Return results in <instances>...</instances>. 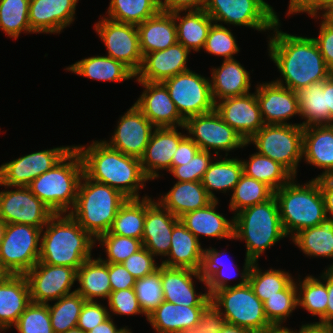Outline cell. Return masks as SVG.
Wrapping results in <instances>:
<instances>
[{
	"label": "cell",
	"mask_w": 333,
	"mask_h": 333,
	"mask_svg": "<svg viewBox=\"0 0 333 333\" xmlns=\"http://www.w3.org/2000/svg\"><path fill=\"white\" fill-rule=\"evenodd\" d=\"M67 71L93 80L122 82L135 78V74L122 62L110 56L84 58L68 67Z\"/></svg>",
	"instance_id": "cell-37"
},
{
	"label": "cell",
	"mask_w": 333,
	"mask_h": 333,
	"mask_svg": "<svg viewBox=\"0 0 333 333\" xmlns=\"http://www.w3.org/2000/svg\"><path fill=\"white\" fill-rule=\"evenodd\" d=\"M30 303L25 275L7 274L0 280V326L8 329L15 325Z\"/></svg>",
	"instance_id": "cell-28"
},
{
	"label": "cell",
	"mask_w": 333,
	"mask_h": 333,
	"mask_svg": "<svg viewBox=\"0 0 333 333\" xmlns=\"http://www.w3.org/2000/svg\"><path fill=\"white\" fill-rule=\"evenodd\" d=\"M292 242L310 257L333 259V220L325 218L317 226L298 232ZM333 269V263L328 267Z\"/></svg>",
	"instance_id": "cell-38"
},
{
	"label": "cell",
	"mask_w": 333,
	"mask_h": 333,
	"mask_svg": "<svg viewBox=\"0 0 333 333\" xmlns=\"http://www.w3.org/2000/svg\"><path fill=\"white\" fill-rule=\"evenodd\" d=\"M233 240H245L246 258L258 262L266 249L287 237L281 224L275 195L265 202L234 213Z\"/></svg>",
	"instance_id": "cell-5"
},
{
	"label": "cell",
	"mask_w": 333,
	"mask_h": 333,
	"mask_svg": "<svg viewBox=\"0 0 333 333\" xmlns=\"http://www.w3.org/2000/svg\"><path fill=\"white\" fill-rule=\"evenodd\" d=\"M108 273L112 291L134 288L136 278L129 273L122 263H108Z\"/></svg>",
	"instance_id": "cell-61"
},
{
	"label": "cell",
	"mask_w": 333,
	"mask_h": 333,
	"mask_svg": "<svg viewBox=\"0 0 333 333\" xmlns=\"http://www.w3.org/2000/svg\"><path fill=\"white\" fill-rule=\"evenodd\" d=\"M74 147L81 156L83 173L88 178L107 184L128 199L140 198L138 191L149 180L140 159L111 148L104 140L93 141L87 148L83 145Z\"/></svg>",
	"instance_id": "cell-2"
},
{
	"label": "cell",
	"mask_w": 333,
	"mask_h": 333,
	"mask_svg": "<svg viewBox=\"0 0 333 333\" xmlns=\"http://www.w3.org/2000/svg\"><path fill=\"white\" fill-rule=\"evenodd\" d=\"M174 216L180 218L185 213L206 207L213 199L201 182H176L171 190L157 200Z\"/></svg>",
	"instance_id": "cell-34"
},
{
	"label": "cell",
	"mask_w": 333,
	"mask_h": 333,
	"mask_svg": "<svg viewBox=\"0 0 333 333\" xmlns=\"http://www.w3.org/2000/svg\"><path fill=\"white\" fill-rule=\"evenodd\" d=\"M327 285L328 291V301L326 314L319 319V322H315L318 325H323L333 328V269H326L324 273L320 276Z\"/></svg>",
	"instance_id": "cell-64"
},
{
	"label": "cell",
	"mask_w": 333,
	"mask_h": 333,
	"mask_svg": "<svg viewBox=\"0 0 333 333\" xmlns=\"http://www.w3.org/2000/svg\"><path fill=\"white\" fill-rule=\"evenodd\" d=\"M97 302L85 301L81 309L77 327L86 333L112 316L107 307Z\"/></svg>",
	"instance_id": "cell-58"
},
{
	"label": "cell",
	"mask_w": 333,
	"mask_h": 333,
	"mask_svg": "<svg viewBox=\"0 0 333 333\" xmlns=\"http://www.w3.org/2000/svg\"><path fill=\"white\" fill-rule=\"evenodd\" d=\"M160 274L165 301L184 306H207L211 302L208 292L196 293L193 276L207 285L200 271L160 264Z\"/></svg>",
	"instance_id": "cell-21"
},
{
	"label": "cell",
	"mask_w": 333,
	"mask_h": 333,
	"mask_svg": "<svg viewBox=\"0 0 333 333\" xmlns=\"http://www.w3.org/2000/svg\"><path fill=\"white\" fill-rule=\"evenodd\" d=\"M225 324V320L218 308L209 303L200 313L198 323L179 333H217Z\"/></svg>",
	"instance_id": "cell-59"
},
{
	"label": "cell",
	"mask_w": 333,
	"mask_h": 333,
	"mask_svg": "<svg viewBox=\"0 0 333 333\" xmlns=\"http://www.w3.org/2000/svg\"><path fill=\"white\" fill-rule=\"evenodd\" d=\"M215 110L246 142L265 125L255 92L224 98Z\"/></svg>",
	"instance_id": "cell-19"
},
{
	"label": "cell",
	"mask_w": 333,
	"mask_h": 333,
	"mask_svg": "<svg viewBox=\"0 0 333 333\" xmlns=\"http://www.w3.org/2000/svg\"><path fill=\"white\" fill-rule=\"evenodd\" d=\"M76 281L79 288L75 291L86 301H96L97 297L108 299L112 291L109 282L108 263L103 258H89L77 270Z\"/></svg>",
	"instance_id": "cell-36"
},
{
	"label": "cell",
	"mask_w": 333,
	"mask_h": 333,
	"mask_svg": "<svg viewBox=\"0 0 333 333\" xmlns=\"http://www.w3.org/2000/svg\"><path fill=\"white\" fill-rule=\"evenodd\" d=\"M125 328L126 327L118 329L110 316L107 320L95 326L87 333H122Z\"/></svg>",
	"instance_id": "cell-69"
},
{
	"label": "cell",
	"mask_w": 333,
	"mask_h": 333,
	"mask_svg": "<svg viewBox=\"0 0 333 333\" xmlns=\"http://www.w3.org/2000/svg\"><path fill=\"white\" fill-rule=\"evenodd\" d=\"M200 150L198 145L187 135L180 143L173 154L172 166H180L181 163H186L191 160Z\"/></svg>",
	"instance_id": "cell-63"
},
{
	"label": "cell",
	"mask_w": 333,
	"mask_h": 333,
	"mask_svg": "<svg viewBox=\"0 0 333 333\" xmlns=\"http://www.w3.org/2000/svg\"><path fill=\"white\" fill-rule=\"evenodd\" d=\"M100 19L94 28L107 48V56L122 62L136 74L143 61L137 26L115 22L105 16Z\"/></svg>",
	"instance_id": "cell-14"
},
{
	"label": "cell",
	"mask_w": 333,
	"mask_h": 333,
	"mask_svg": "<svg viewBox=\"0 0 333 333\" xmlns=\"http://www.w3.org/2000/svg\"><path fill=\"white\" fill-rule=\"evenodd\" d=\"M303 128L327 124V100L323 91V81L301 87L296 91Z\"/></svg>",
	"instance_id": "cell-41"
},
{
	"label": "cell",
	"mask_w": 333,
	"mask_h": 333,
	"mask_svg": "<svg viewBox=\"0 0 333 333\" xmlns=\"http://www.w3.org/2000/svg\"><path fill=\"white\" fill-rule=\"evenodd\" d=\"M293 177L274 192L280 212L282 228L288 237L319 225L326 218L324 199L317 180L314 178L304 185L295 183Z\"/></svg>",
	"instance_id": "cell-7"
},
{
	"label": "cell",
	"mask_w": 333,
	"mask_h": 333,
	"mask_svg": "<svg viewBox=\"0 0 333 333\" xmlns=\"http://www.w3.org/2000/svg\"><path fill=\"white\" fill-rule=\"evenodd\" d=\"M180 221L159 202L146 197L143 246L154 256H167L174 226Z\"/></svg>",
	"instance_id": "cell-22"
},
{
	"label": "cell",
	"mask_w": 333,
	"mask_h": 333,
	"mask_svg": "<svg viewBox=\"0 0 333 333\" xmlns=\"http://www.w3.org/2000/svg\"><path fill=\"white\" fill-rule=\"evenodd\" d=\"M30 0H0V29L13 39L34 33L29 25ZM26 31V32H25Z\"/></svg>",
	"instance_id": "cell-48"
},
{
	"label": "cell",
	"mask_w": 333,
	"mask_h": 333,
	"mask_svg": "<svg viewBox=\"0 0 333 333\" xmlns=\"http://www.w3.org/2000/svg\"><path fill=\"white\" fill-rule=\"evenodd\" d=\"M252 263L245 257L240 282L215 291L211 295V303L218 308L225 323L245 328L251 333H265L275 327L265 315L263 302L247 282Z\"/></svg>",
	"instance_id": "cell-6"
},
{
	"label": "cell",
	"mask_w": 333,
	"mask_h": 333,
	"mask_svg": "<svg viewBox=\"0 0 333 333\" xmlns=\"http://www.w3.org/2000/svg\"><path fill=\"white\" fill-rule=\"evenodd\" d=\"M146 197L144 196L142 199H127L118 210L109 233L142 240Z\"/></svg>",
	"instance_id": "cell-42"
},
{
	"label": "cell",
	"mask_w": 333,
	"mask_h": 333,
	"mask_svg": "<svg viewBox=\"0 0 333 333\" xmlns=\"http://www.w3.org/2000/svg\"><path fill=\"white\" fill-rule=\"evenodd\" d=\"M134 290L139 304L146 315L156 309L164 301L160 265L154 273L136 279Z\"/></svg>",
	"instance_id": "cell-52"
},
{
	"label": "cell",
	"mask_w": 333,
	"mask_h": 333,
	"mask_svg": "<svg viewBox=\"0 0 333 333\" xmlns=\"http://www.w3.org/2000/svg\"><path fill=\"white\" fill-rule=\"evenodd\" d=\"M203 254L199 240L179 221L173 228L168 259L163 260L161 265L201 271Z\"/></svg>",
	"instance_id": "cell-30"
},
{
	"label": "cell",
	"mask_w": 333,
	"mask_h": 333,
	"mask_svg": "<svg viewBox=\"0 0 333 333\" xmlns=\"http://www.w3.org/2000/svg\"><path fill=\"white\" fill-rule=\"evenodd\" d=\"M322 281V282H321ZM298 306H301L313 316L321 319L326 314L328 291L323 280L312 275L306 276L303 281L296 284Z\"/></svg>",
	"instance_id": "cell-49"
},
{
	"label": "cell",
	"mask_w": 333,
	"mask_h": 333,
	"mask_svg": "<svg viewBox=\"0 0 333 333\" xmlns=\"http://www.w3.org/2000/svg\"><path fill=\"white\" fill-rule=\"evenodd\" d=\"M211 158L213 159L211 152L199 150L191 160L181 163L180 166H172L169 172L178 182H201L213 161Z\"/></svg>",
	"instance_id": "cell-55"
},
{
	"label": "cell",
	"mask_w": 333,
	"mask_h": 333,
	"mask_svg": "<svg viewBox=\"0 0 333 333\" xmlns=\"http://www.w3.org/2000/svg\"><path fill=\"white\" fill-rule=\"evenodd\" d=\"M185 130L200 150H216V156L220 150L226 151L225 156H228L227 152L248 146L242 136L226 124L215 109L189 117L185 121Z\"/></svg>",
	"instance_id": "cell-13"
},
{
	"label": "cell",
	"mask_w": 333,
	"mask_h": 333,
	"mask_svg": "<svg viewBox=\"0 0 333 333\" xmlns=\"http://www.w3.org/2000/svg\"><path fill=\"white\" fill-rule=\"evenodd\" d=\"M246 143H254L258 154L280 163L296 178L303 158V127L298 123L265 124Z\"/></svg>",
	"instance_id": "cell-9"
},
{
	"label": "cell",
	"mask_w": 333,
	"mask_h": 333,
	"mask_svg": "<svg viewBox=\"0 0 333 333\" xmlns=\"http://www.w3.org/2000/svg\"><path fill=\"white\" fill-rule=\"evenodd\" d=\"M292 275L283 270L269 269L264 272L253 262L248 274V283L254 294L262 301L278 295L279 291L285 290L292 282Z\"/></svg>",
	"instance_id": "cell-44"
},
{
	"label": "cell",
	"mask_w": 333,
	"mask_h": 333,
	"mask_svg": "<svg viewBox=\"0 0 333 333\" xmlns=\"http://www.w3.org/2000/svg\"><path fill=\"white\" fill-rule=\"evenodd\" d=\"M31 302L48 304L71 294L77 278V270L72 267L49 265L37 262L26 274Z\"/></svg>",
	"instance_id": "cell-16"
},
{
	"label": "cell",
	"mask_w": 333,
	"mask_h": 333,
	"mask_svg": "<svg viewBox=\"0 0 333 333\" xmlns=\"http://www.w3.org/2000/svg\"><path fill=\"white\" fill-rule=\"evenodd\" d=\"M324 199L326 218L333 220V176L315 178Z\"/></svg>",
	"instance_id": "cell-66"
},
{
	"label": "cell",
	"mask_w": 333,
	"mask_h": 333,
	"mask_svg": "<svg viewBox=\"0 0 333 333\" xmlns=\"http://www.w3.org/2000/svg\"><path fill=\"white\" fill-rule=\"evenodd\" d=\"M204 10L216 24L224 22L258 31L272 30L280 21L264 0H207Z\"/></svg>",
	"instance_id": "cell-11"
},
{
	"label": "cell",
	"mask_w": 333,
	"mask_h": 333,
	"mask_svg": "<svg viewBox=\"0 0 333 333\" xmlns=\"http://www.w3.org/2000/svg\"><path fill=\"white\" fill-rule=\"evenodd\" d=\"M96 241H99L102 247L105 246L107 258L103 261L106 263H122L143 247L142 240L110 234L109 232L101 234Z\"/></svg>",
	"instance_id": "cell-51"
},
{
	"label": "cell",
	"mask_w": 333,
	"mask_h": 333,
	"mask_svg": "<svg viewBox=\"0 0 333 333\" xmlns=\"http://www.w3.org/2000/svg\"><path fill=\"white\" fill-rule=\"evenodd\" d=\"M137 82L145 89L134 104L156 128L181 127L185 129V120L177 111L163 82Z\"/></svg>",
	"instance_id": "cell-20"
},
{
	"label": "cell",
	"mask_w": 333,
	"mask_h": 333,
	"mask_svg": "<svg viewBox=\"0 0 333 333\" xmlns=\"http://www.w3.org/2000/svg\"><path fill=\"white\" fill-rule=\"evenodd\" d=\"M42 229L26 224H7L0 242V265L11 275H25L38 261Z\"/></svg>",
	"instance_id": "cell-10"
},
{
	"label": "cell",
	"mask_w": 333,
	"mask_h": 333,
	"mask_svg": "<svg viewBox=\"0 0 333 333\" xmlns=\"http://www.w3.org/2000/svg\"><path fill=\"white\" fill-rule=\"evenodd\" d=\"M127 199L118 190L83 173L75 205L69 214L96 240L101 234L109 232L118 210Z\"/></svg>",
	"instance_id": "cell-4"
},
{
	"label": "cell",
	"mask_w": 333,
	"mask_h": 333,
	"mask_svg": "<svg viewBox=\"0 0 333 333\" xmlns=\"http://www.w3.org/2000/svg\"><path fill=\"white\" fill-rule=\"evenodd\" d=\"M235 36L224 25L214 23L208 33L204 48L208 54L224 57V60L234 59L233 55L240 50Z\"/></svg>",
	"instance_id": "cell-54"
},
{
	"label": "cell",
	"mask_w": 333,
	"mask_h": 333,
	"mask_svg": "<svg viewBox=\"0 0 333 333\" xmlns=\"http://www.w3.org/2000/svg\"><path fill=\"white\" fill-rule=\"evenodd\" d=\"M218 199L213 200L206 207L182 215V224L199 240V235L219 239L233 240L234 220L226 219L216 211Z\"/></svg>",
	"instance_id": "cell-31"
},
{
	"label": "cell",
	"mask_w": 333,
	"mask_h": 333,
	"mask_svg": "<svg viewBox=\"0 0 333 333\" xmlns=\"http://www.w3.org/2000/svg\"><path fill=\"white\" fill-rule=\"evenodd\" d=\"M265 333H284V332L282 331L281 328H275V329H273L269 332H265Z\"/></svg>",
	"instance_id": "cell-74"
},
{
	"label": "cell",
	"mask_w": 333,
	"mask_h": 333,
	"mask_svg": "<svg viewBox=\"0 0 333 333\" xmlns=\"http://www.w3.org/2000/svg\"><path fill=\"white\" fill-rule=\"evenodd\" d=\"M327 333H333V328H331Z\"/></svg>",
	"instance_id": "cell-78"
},
{
	"label": "cell",
	"mask_w": 333,
	"mask_h": 333,
	"mask_svg": "<svg viewBox=\"0 0 333 333\" xmlns=\"http://www.w3.org/2000/svg\"><path fill=\"white\" fill-rule=\"evenodd\" d=\"M53 211L39 200L29 187L0 191V218L6 224H26L43 229Z\"/></svg>",
	"instance_id": "cell-17"
},
{
	"label": "cell",
	"mask_w": 333,
	"mask_h": 333,
	"mask_svg": "<svg viewBox=\"0 0 333 333\" xmlns=\"http://www.w3.org/2000/svg\"><path fill=\"white\" fill-rule=\"evenodd\" d=\"M327 4L328 0H290L287 15L305 12L313 18H317L319 11H323Z\"/></svg>",
	"instance_id": "cell-62"
},
{
	"label": "cell",
	"mask_w": 333,
	"mask_h": 333,
	"mask_svg": "<svg viewBox=\"0 0 333 333\" xmlns=\"http://www.w3.org/2000/svg\"><path fill=\"white\" fill-rule=\"evenodd\" d=\"M296 283L293 281L285 290L279 291L278 295L263 302L265 315L275 328H281L282 323L298 306Z\"/></svg>",
	"instance_id": "cell-50"
},
{
	"label": "cell",
	"mask_w": 333,
	"mask_h": 333,
	"mask_svg": "<svg viewBox=\"0 0 333 333\" xmlns=\"http://www.w3.org/2000/svg\"><path fill=\"white\" fill-rule=\"evenodd\" d=\"M0 331H5L6 330V328L5 327H3V326H0ZM1 333V332H0Z\"/></svg>",
	"instance_id": "cell-77"
},
{
	"label": "cell",
	"mask_w": 333,
	"mask_h": 333,
	"mask_svg": "<svg viewBox=\"0 0 333 333\" xmlns=\"http://www.w3.org/2000/svg\"><path fill=\"white\" fill-rule=\"evenodd\" d=\"M142 56L176 44L177 29L172 13L160 11L137 25Z\"/></svg>",
	"instance_id": "cell-32"
},
{
	"label": "cell",
	"mask_w": 333,
	"mask_h": 333,
	"mask_svg": "<svg viewBox=\"0 0 333 333\" xmlns=\"http://www.w3.org/2000/svg\"><path fill=\"white\" fill-rule=\"evenodd\" d=\"M224 158L216 162L212 161L201 180L202 186L213 200H217L213 190L223 191L222 193L233 190L243 174L241 160L230 159L227 156Z\"/></svg>",
	"instance_id": "cell-39"
},
{
	"label": "cell",
	"mask_w": 333,
	"mask_h": 333,
	"mask_svg": "<svg viewBox=\"0 0 333 333\" xmlns=\"http://www.w3.org/2000/svg\"><path fill=\"white\" fill-rule=\"evenodd\" d=\"M232 192L229 207L236 213L246 207L265 202L274 195V191L265 183L248 177L244 173Z\"/></svg>",
	"instance_id": "cell-47"
},
{
	"label": "cell",
	"mask_w": 333,
	"mask_h": 333,
	"mask_svg": "<svg viewBox=\"0 0 333 333\" xmlns=\"http://www.w3.org/2000/svg\"><path fill=\"white\" fill-rule=\"evenodd\" d=\"M83 163L75 147L53 168L34 179L31 192L54 214L69 213L75 205Z\"/></svg>",
	"instance_id": "cell-8"
},
{
	"label": "cell",
	"mask_w": 333,
	"mask_h": 333,
	"mask_svg": "<svg viewBox=\"0 0 333 333\" xmlns=\"http://www.w3.org/2000/svg\"><path fill=\"white\" fill-rule=\"evenodd\" d=\"M79 0H30L29 25L34 33H59L75 19Z\"/></svg>",
	"instance_id": "cell-26"
},
{
	"label": "cell",
	"mask_w": 333,
	"mask_h": 333,
	"mask_svg": "<svg viewBox=\"0 0 333 333\" xmlns=\"http://www.w3.org/2000/svg\"><path fill=\"white\" fill-rule=\"evenodd\" d=\"M256 98L265 124H290L286 120L300 116L297 93L271 81L256 87Z\"/></svg>",
	"instance_id": "cell-23"
},
{
	"label": "cell",
	"mask_w": 333,
	"mask_h": 333,
	"mask_svg": "<svg viewBox=\"0 0 333 333\" xmlns=\"http://www.w3.org/2000/svg\"><path fill=\"white\" fill-rule=\"evenodd\" d=\"M74 146H62L27 154L0 166V186L4 188L30 183L59 163Z\"/></svg>",
	"instance_id": "cell-15"
},
{
	"label": "cell",
	"mask_w": 333,
	"mask_h": 333,
	"mask_svg": "<svg viewBox=\"0 0 333 333\" xmlns=\"http://www.w3.org/2000/svg\"><path fill=\"white\" fill-rule=\"evenodd\" d=\"M6 275H7V273L2 269V267L0 265V280H2Z\"/></svg>",
	"instance_id": "cell-75"
},
{
	"label": "cell",
	"mask_w": 333,
	"mask_h": 333,
	"mask_svg": "<svg viewBox=\"0 0 333 333\" xmlns=\"http://www.w3.org/2000/svg\"><path fill=\"white\" fill-rule=\"evenodd\" d=\"M191 52L181 43L167 49L145 54L136 81L163 82L167 78L190 70L187 67L188 55Z\"/></svg>",
	"instance_id": "cell-24"
},
{
	"label": "cell",
	"mask_w": 333,
	"mask_h": 333,
	"mask_svg": "<svg viewBox=\"0 0 333 333\" xmlns=\"http://www.w3.org/2000/svg\"><path fill=\"white\" fill-rule=\"evenodd\" d=\"M186 134L176 127L155 128L141 160V167L149 180L159 177L158 170L170 171L173 154Z\"/></svg>",
	"instance_id": "cell-25"
},
{
	"label": "cell",
	"mask_w": 333,
	"mask_h": 333,
	"mask_svg": "<svg viewBox=\"0 0 333 333\" xmlns=\"http://www.w3.org/2000/svg\"><path fill=\"white\" fill-rule=\"evenodd\" d=\"M154 257L155 256L143 246L139 251L130 255L122 264L133 277L140 279L158 270L159 265L155 263Z\"/></svg>",
	"instance_id": "cell-57"
},
{
	"label": "cell",
	"mask_w": 333,
	"mask_h": 333,
	"mask_svg": "<svg viewBox=\"0 0 333 333\" xmlns=\"http://www.w3.org/2000/svg\"><path fill=\"white\" fill-rule=\"evenodd\" d=\"M279 26L277 22L272 29L268 53L284 80L273 82L296 92L301 87L327 80L333 73L313 37L291 35L279 30Z\"/></svg>",
	"instance_id": "cell-1"
},
{
	"label": "cell",
	"mask_w": 333,
	"mask_h": 333,
	"mask_svg": "<svg viewBox=\"0 0 333 333\" xmlns=\"http://www.w3.org/2000/svg\"><path fill=\"white\" fill-rule=\"evenodd\" d=\"M317 43L328 69L333 73V26L322 19Z\"/></svg>",
	"instance_id": "cell-60"
},
{
	"label": "cell",
	"mask_w": 333,
	"mask_h": 333,
	"mask_svg": "<svg viewBox=\"0 0 333 333\" xmlns=\"http://www.w3.org/2000/svg\"><path fill=\"white\" fill-rule=\"evenodd\" d=\"M322 19L333 26V0H330L323 10Z\"/></svg>",
	"instance_id": "cell-71"
},
{
	"label": "cell",
	"mask_w": 333,
	"mask_h": 333,
	"mask_svg": "<svg viewBox=\"0 0 333 333\" xmlns=\"http://www.w3.org/2000/svg\"><path fill=\"white\" fill-rule=\"evenodd\" d=\"M43 229L39 262L78 270L91 258L96 240L69 213L54 214Z\"/></svg>",
	"instance_id": "cell-3"
},
{
	"label": "cell",
	"mask_w": 333,
	"mask_h": 333,
	"mask_svg": "<svg viewBox=\"0 0 333 333\" xmlns=\"http://www.w3.org/2000/svg\"><path fill=\"white\" fill-rule=\"evenodd\" d=\"M211 95L214 103L227 98L250 93V72L234 59L223 60L218 68L211 71Z\"/></svg>",
	"instance_id": "cell-29"
},
{
	"label": "cell",
	"mask_w": 333,
	"mask_h": 333,
	"mask_svg": "<svg viewBox=\"0 0 333 333\" xmlns=\"http://www.w3.org/2000/svg\"><path fill=\"white\" fill-rule=\"evenodd\" d=\"M85 299L76 291L58 299L54 305L48 303L51 326L54 333H63L77 327Z\"/></svg>",
	"instance_id": "cell-46"
},
{
	"label": "cell",
	"mask_w": 333,
	"mask_h": 333,
	"mask_svg": "<svg viewBox=\"0 0 333 333\" xmlns=\"http://www.w3.org/2000/svg\"><path fill=\"white\" fill-rule=\"evenodd\" d=\"M110 312L114 315H137L144 314L134 288L111 291L107 300Z\"/></svg>",
	"instance_id": "cell-56"
},
{
	"label": "cell",
	"mask_w": 333,
	"mask_h": 333,
	"mask_svg": "<svg viewBox=\"0 0 333 333\" xmlns=\"http://www.w3.org/2000/svg\"><path fill=\"white\" fill-rule=\"evenodd\" d=\"M206 306H184L163 301L147 315V321L157 333H179L195 326Z\"/></svg>",
	"instance_id": "cell-33"
},
{
	"label": "cell",
	"mask_w": 333,
	"mask_h": 333,
	"mask_svg": "<svg viewBox=\"0 0 333 333\" xmlns=\"http://www.w3.org/2000/svg\"><path fill=\"white\" fill-rule=\"evenodd\" d=\"M180 116L205 114L215 109L211 95L210 79L188 70L163 81Z\"/></svg>",
	"instance_id": "cell-12"
},
{
	"label": "cell",
	"mask_w": 333,
	"mask_h": 333,
	"mask_svg": "<svg viewBox=\"0 0 333 333\" xmlns=\"http://www.w3.org/2000/svg\"><path fill=\"white\" fill-rule=\"evenodd\" d=\"M122 333H132V332H131V330L128 329L127 326H126L125 330H124Z\"/></svg>",
	"instance_id": "cell-76"
},
{
	"label": "cell",
	"mask_w": 333,
	"mask_h": 333,
	"mask_svg": "<svg viewBox=\"0 0 333 333\" xmlns=\"http://www.w3.org/2000/svg\"><path fill=\"white\" fill-rule=\"evenodd\" d=\"M241 162L246 176L265 183L274 192L294 177L280 163L257 152L250 155L249 160H241Z\"/></svg>",
	"instance_id": "cell-40"
},
{
	"label": "cell",
	"mask_w": 333,
	"mask_h": 333,
	"mask_svg": "<svg viewBox=\"0 0 333 333\" xmlns=\"http://www.w3.org/2000/svg\"><path fill=\"white\" fill-rule=\"evenodd\" d=\"M6 225L7 224L0 218V242L4 236V231H5Z\"/></svg>",
	"instance_id": "cell-72"
},
{
	"label": "cell",
	"mask_w": 333,
	"mask_h": 333,
	"mask_svg": "<svg viewBox=\"0 0 333 333\" xmlns=\"http://www.w3.org/2000/svg\"><path fill=\"white\" fill-rule=\"evenodd\" d=\"M217 333H251L249 330L225 323Z\"/></svg>",
	"instance_id": "cell-70"
},
{
	"label": "cell",
	"mask_w": 333,
	"mask_h": 333,
	"mask_svg": "<svg viewBox=\"0 0 333 333\" xmlns=\"http://www.w3.org/2000/svg\"><path fill=\"white\" fill-rule=\"evenodd\" d=\"M156 127L135 105L128 109L118 121L110 141L104 140L111 148L121 153L141 159Z\"/></svg>",
	"instance_id": "cell-18"
},
{
	"label": "cell",
	"mask_w": 333,
	"mask_h": 333,
	"mask_svg": "<svg viewBox=\"0 0 333 333\" xmlns=\"http://www.w3.org/2000/svg\"><path fill=\"white\" fill-rule=\"evenodd\" d=\"M173 12L177 29V41L190 52L204 48L211 26L215 23L204 9Z\"/></svg>",
	"instance_id": "cell-35"
},
{
	"label": "cell",
	"mask_w": 333,
	"mask_h": 333,
	"mask_svg": "<svg viewBox=\"0 0 333 333\" xmlns=\"http://www.w3.org/2000/svg\"><path fill=\"white\" fill-rule=\"evenodd\" d=\"M303 158L308 164L323 168L317 177L333 176V124L303 128Z\"/></svg>",
	"instance_id": "cell-27"
},
{
	"label": "cell",
	"mask_w": 333,
	"mask_h": 333,
	"mask_svg": "<svg viewBox=\"0 0 333 333\" xmlns=\"http://www.w3.org/2000/svg\"><path fill=\"white\" fill-rule=\"evenodd\" d=\"M161 11V0H110L106 18L139 25Z\"/></svg>",
	"instance_id": "cell-43"
},
{
	"label": "cell",
	"mask_w": 333,
	"mask_h": 333,
	"mask_svg": "<svg viewBox=\"0 0 333 333\" xmlns=\"http://www.w3.org/2000/svg\"><path fill=\"white\" fill-rule=\"evenodd\" d=\"M63 333H86V332H84L83 330H81L78 327H75V328L69 329V330H67L66 332H63Z\"/></svg>",
	"instance_id": "cell-73"
},
{
	"label": "cell",
	"mask_w": 333,
	"mask_h": 333,
	"mask_svg": "<svg viewBox=\"0 0 333 333\" xmlns=\"http://www.w3.org/2000/svg\"><path fill=\"white\" fill-rule=\"evenodd\" d=\"M281 329L284 333H327L331 327L318 325L313 322L302 325L298 332L296 330L293 331L286 326H282Z\"/></svg>",
	"instance_id": "cell-68"
},
{
	"label": "cell",
	"mask_w": 333,
	"mask_h": 333,
	"mask_svg": "<svg viewBox=\"0 0 333 333\" xmlns=\"http://www.w3.org/2000/svg\"><path fill=\"white\" fill-rule=\"evenodd\" d=\"M18 333H54L48 304L31 302L14 325Z\"/></svg>",
	"instance_id": "cell-53"
},
{
	"label": "cell",
	"mask_w": 333,
	"mask_h": 333,
	"mask_svg": "<svg viewBox=\"0 0 333 333\" xmlns=\"http://www.w3.org/2000/svg\"><path fill=\"white\" fill-rule=\"evenodd\" d=\"M224 254H226L225 250L222 253V250L218 252L215 248L204 249L203 264L200 273L206 280V288L210 296L217 290L230 287L231 285L228 284V281L238 275L232 276L233 271H230L232 270V267L229 265L230 263L227 262V259L226 261L222 260Z\"/></svg>",
	"instance_id": "cell-45"
},
{
	"label": "cell",
	"mask_w": 333,
	"mask_h": 333,
	"mask_svg": "<svg viewBox=\"0 0 333 333\" xmlns=\"http://www.w3.org/2000/svg\"><path fill=\"white\" fill-rule=\"evenodd\" d=\"M323 91L327 100V124H333V74L323 81Z\"/></svg>",
	"instance_id": "cell-67"
},
{
	"label": "cell",
	"mask_w": 333,
	"mask_h": 333,
	"mask_svg": "<svg viewBox=\"0 0 333 333\" xmlns=\"http://www.w3.org/2000/svg\"><path fill=\"white\" fill-rule=\"evenodd\" d=\"M207 0H161V11L173 13L204 9Z\"/></svg>",
	"instance_id": "cell-65"
}]
</instances>
